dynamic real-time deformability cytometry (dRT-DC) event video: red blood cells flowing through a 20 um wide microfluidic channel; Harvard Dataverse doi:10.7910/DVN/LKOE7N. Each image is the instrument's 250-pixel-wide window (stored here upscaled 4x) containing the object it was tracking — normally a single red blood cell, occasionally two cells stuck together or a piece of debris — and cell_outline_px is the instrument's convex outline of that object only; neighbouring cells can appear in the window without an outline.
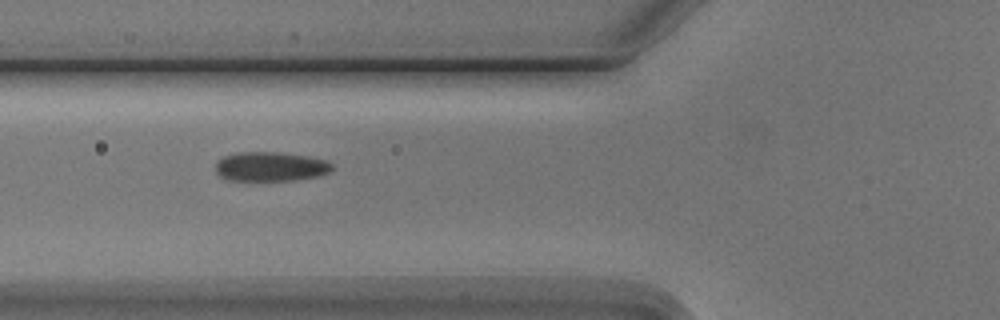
{"species": "Egyptian fruit bat (a non-hibernating species)", "species_latin": "Rousettus aegyptiacus", "temperature_condition": "cold", "stored_images_in_passage": 6, "camera_frame_rate_fps": 3000, "um_per_image_px": 0.085, "animal": {"sex": "male"}, "frame": {"image": 1, "passage_image": 4, "time_ms": 3.333, "image_size_px": [1000, 320], "cell_outline_px": [[332, 168], [328, 172], [316, 176], [296, 180], [224, 180], [216, 172], [216, 160], [224, 156], [236, 152], [276, 152], [308, 156], [324, 160], [332, 164]], "centroid_in_image_um": [22.93, 14.15], "position_along_channel_um": 102.9, "area_um2": 19.88}}
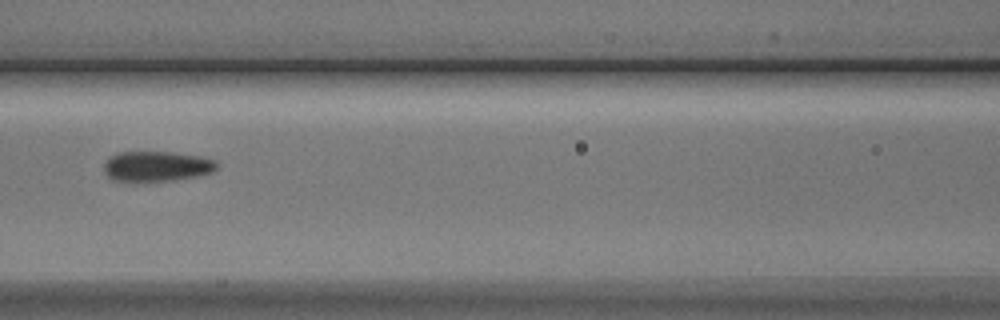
{"frame": {"image": 2, "passage_image": 5, "time_ms": 4.667, "image_size_px": [1000, 320], "cell_outline_px": [[220, 164], [212, 172], [196, 176], [168, 180], [112, 180], [104, 172], [104, 164], [108, 156], [120, 152], [172, 152], [200, 156], [216, 160]], "centroid_in_image_um": [13.32, 14.11], "position_along_channel_um": 153.3, "area_um2": 19.65}}
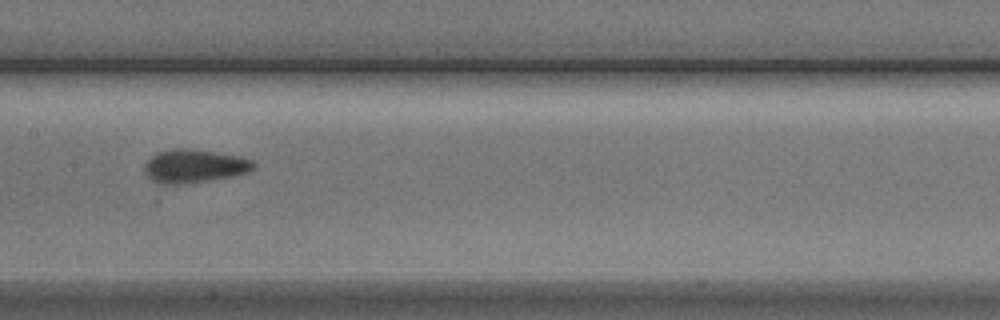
{"frame": {"image": 3, "passage_image": 6, "time_ms": 5.667, "image_size_px": [1000, 320], "cell_outline_px": [[256, 168], [248, 172], [232, 176], [180, 184], [160, 184], [152, 180], [148, 176], [144, 168], [144, 164], [156, 152], [172, 148], [184, 148], [240, 156], [252, 160], [256, 164]], "centroid_in_image_um": [16.51, 14.11], "position_along_channel_um": 190.9, "area_um2": 21.04}}